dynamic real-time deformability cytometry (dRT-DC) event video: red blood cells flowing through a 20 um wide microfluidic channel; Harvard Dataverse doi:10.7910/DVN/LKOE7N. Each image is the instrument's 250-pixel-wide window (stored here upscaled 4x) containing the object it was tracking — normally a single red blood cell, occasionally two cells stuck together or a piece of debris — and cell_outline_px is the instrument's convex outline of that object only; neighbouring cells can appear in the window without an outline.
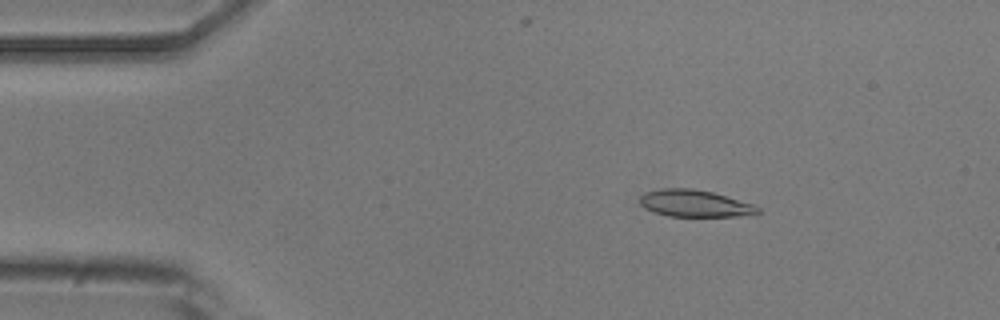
{"species": "common noctule bat (a hibernating species)", "species_latin": "Nyctalus noctula", "temperature_condition": "room temperature", "stored_images_in_passage": 5, "camera_frame_rate_fps": 3000, "um_per_image_px": 0.085, "animal": {"sex": "male", "body_mass_g": 20.5, "forearm_length_mm": 52.5}, "frame": {"image": 1, "passage_image": 3, "time_ms": 2.333, "image_size_px": [1000, 320], "cell_outline_px": [[760, 212], [736, 216], [668, 216], [644, 208], [640, 204], [640, 196], [644, 192], [660, 188], [692, 188], [712, 192], [752, 204], [760, 208]], "centroid_in_image_um": [58.99, 17.28], "position_along_channel_um": 26.0, "area_um2": 18.32}}
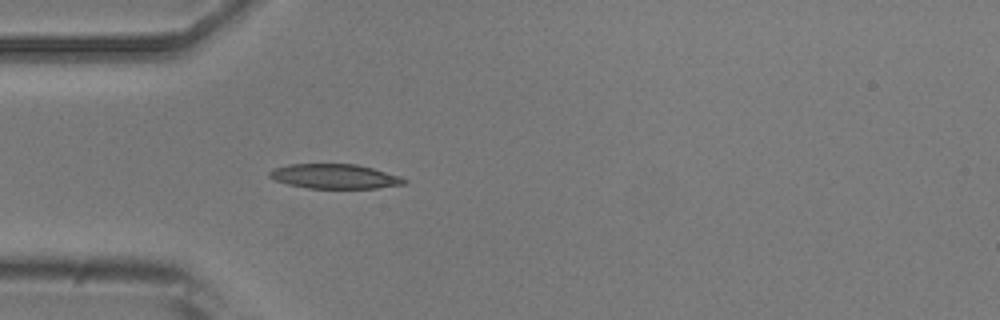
{"frame": {"image": 2, "passage_image": 5, "time_ms": 4.667, "image_size_px": [1000, 320], "cell_outline_px": [[408, 184], [376, 188], [308, 188], [288, 184], [276, 180], [268, 176], [268, 172], [272, 168], [288, 164], [356, 164], [372, 168], [400, 176], [408, 180]], "centroid_in_image_um": [28.45, 14.99], "position_along_channel_um": 56.5, "area_um2": 19.36}}